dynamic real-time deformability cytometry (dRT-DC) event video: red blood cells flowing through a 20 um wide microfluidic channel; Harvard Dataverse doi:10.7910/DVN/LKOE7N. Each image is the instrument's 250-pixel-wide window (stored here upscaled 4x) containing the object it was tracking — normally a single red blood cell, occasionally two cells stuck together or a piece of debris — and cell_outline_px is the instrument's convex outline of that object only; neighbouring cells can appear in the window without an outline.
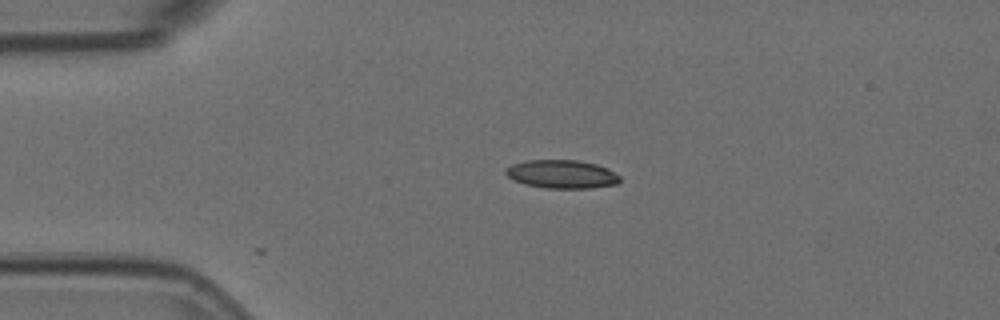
{"species": "Egyptian fruit bat (a non-hibernating species)", "species_latin": "Rousettus aegyptiacus", "temperature_condition": "room temperature", "stored_images_in_passage": 4, "camera_frame_rate_fps": 3000, "um_per_image_px": 0.085, "animal": {"sex": "female"}, "frame": {"image": 1, "passage_image": 1, "time_ms": 0.0, "image_size_px": [1000, 320], "cell_outline_px": [[620, 180], [616, 184], [592, 188], [548, 188], [524, 184], [512, 180], [504, 172], [504, 168], [512, 164], [528, 160], [580, 160], [596, 164], [608, 168], [620, 176]], "centroid_in_image_um": [47.74, 14.8], "position_along_channel_um": 37.3, "area_um2": 19.02}}